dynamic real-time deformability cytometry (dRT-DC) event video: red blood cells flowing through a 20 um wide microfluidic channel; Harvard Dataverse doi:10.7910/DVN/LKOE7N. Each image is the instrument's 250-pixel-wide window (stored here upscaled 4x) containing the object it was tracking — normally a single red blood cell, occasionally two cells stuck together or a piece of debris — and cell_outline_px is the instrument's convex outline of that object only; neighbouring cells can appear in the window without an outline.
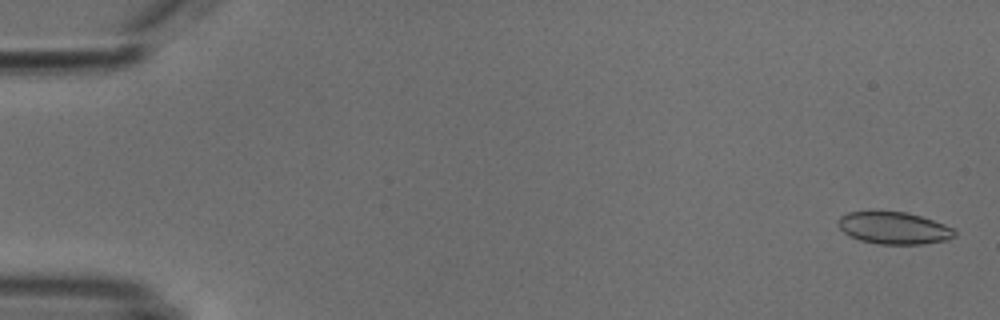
{"species": "common noctule bat (a hibernating species)", "species_latin": "Nyctalus noctula", "temperature_condition": "cold", "stored_images_in_passage": 53, "camera_frame_rate_fps": 3000, "um_per_image_px": 0.085, "animal": {"sex": "male", "body_mass_g": 18.8}, "frame": {"image": 1, "passage_image": 2, "time_ms": 0.333, "image_size_px": [1000, 320], "cell_outline_px": [[956, 236], [948, 240], [924, 244], [876, 244], [860, 240], [844, 232], [836, 224], [836, 220], [840, 216], [848, 212], [908, 212], [944, 224], [952, 228], [956, 232]], "centroid_in_image_um": [75.98, 19.39], "position_along_channel_um": 9.0, "area_um2": 21.79}}
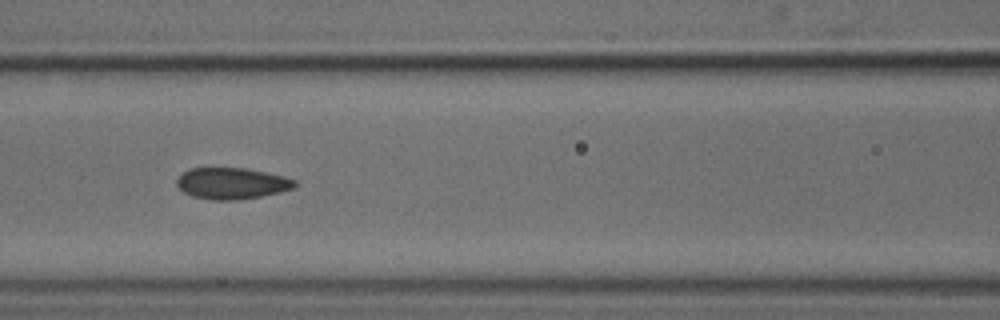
{"frame": {"image": 2, "passage_image": 24, "time_ms": 7.667, "image_size_px": [1000, 320], "cell_outline_px": [[296, 188], [280, 192], [260, 196], [236, 200], [212, 200], [192, 196], [184, 192], [176, 184], [176, 180], [188, 168], [248, 168], [284, 176], [296, 180]], "centroid_in_image_um": [19.72, 15.58], "position_along_channel_um": 146.9, "area_um2": 21.62}}
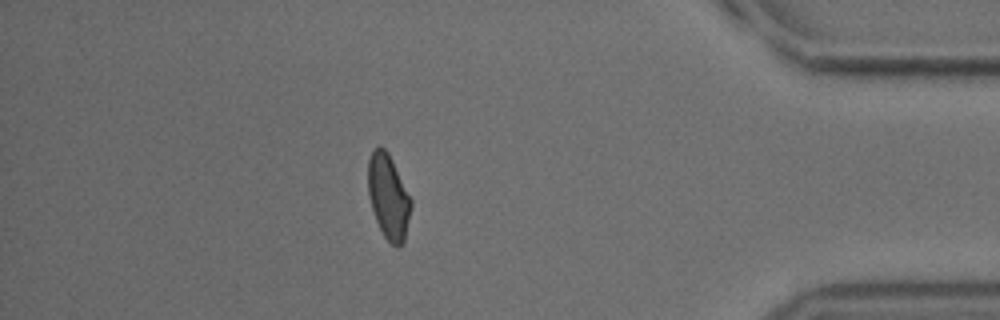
{"frame": {"image": 3, "passage_image": 47, "time_ms": 15.333, "image_size_px": [1000, 320], "cell_outline_px": [[412, 204], [404, 240], [396, 248], [384, 236], [376, 220], [372, 208], [368, 192], [368, 160], [372, 152], [380, 144], [388, 152], [412, 200]], "centroid_in_image_um": [33.01, 16.7], "position_along_channel_um": 402.2, "area_um2": 20.92}, "authors_computed_cell_mechanics": {"area_um2": 21.8484, "velocity_mm_per_s": 3.8204, "shape_relaxation_time_tau1_ms": 5.5521, "shape_relaxation_time_tau2_ms": 1.3675, "deformation_change_tau1": 0.1247, "deformation_change_tau2": 0.0602}}